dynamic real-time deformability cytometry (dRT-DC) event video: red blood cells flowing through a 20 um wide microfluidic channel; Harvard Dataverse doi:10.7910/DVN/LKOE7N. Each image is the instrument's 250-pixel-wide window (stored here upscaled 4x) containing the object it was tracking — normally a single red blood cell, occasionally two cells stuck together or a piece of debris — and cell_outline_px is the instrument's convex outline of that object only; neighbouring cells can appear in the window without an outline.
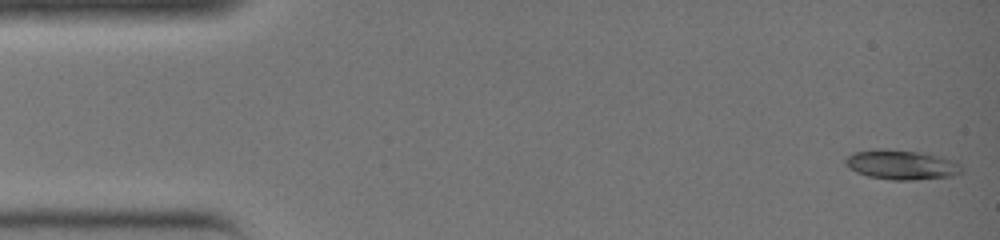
{"species": "common noctule bat (a hibernating species)", "species_latin": "Nyctalus noctula", "temperature_condition": "warm", "stored_images_in_passage": 36, "camera_frame_rate_fps": 3000, "um_per_image_px": 0.085, "animal": {"sex": "female", "body_mass_g": 19.0, "forearm_length_mm": 51.5}, "frame": {"image": 1, "passage_image": 1, "time_ms": 0.0, "image_size_px": [1000, 240], "cell_outline_px": [[964, 172], [952, 176], [912, 180], [892, 180], [868, 176], [856, 172], [848, 168], [844, 164], [844, 160], [852, 152], [876, 148], [884, 148], [920, 152], [940, 156], [952, 160], [960, 164]], "centroid_in_image_um": [76.59, 13.99], "position_along_channel_um": 8.4, "area_um2": 20.35}}
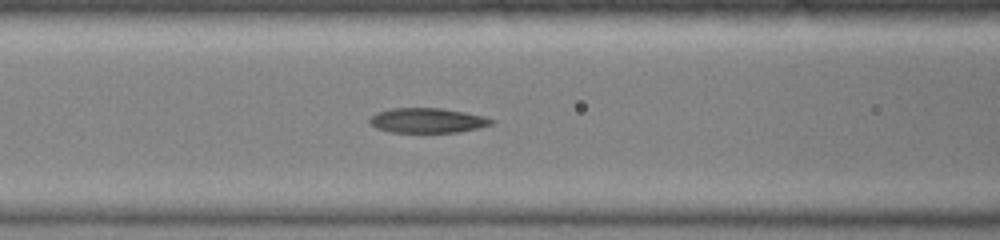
{"frame": {"image": 2, "passage_image": 15, "time_ms": 4.667, "image_size_px": [1000, 240], "cell_outline_px": [[496, 120], [492, 124], [460, 132], [388, 132], [376, 128], [368, 120], [376, 112], [392, 108], [440, 108], [464, 112], [484, 116]], "centroid_in_image_um": [36.32, 10.24], "position_along_channel_um": 130.3, "area_um2": 17.57}}
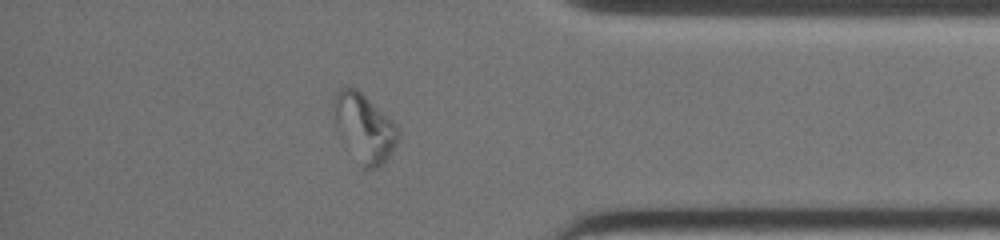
{"frame": {"image": 3, "passage_image": 31, "time_ms": 10.0, "image_size_px": [1000, 240], "cell_outline_px": [[400, 140], [388, 156], [376, 168], [364, 168], [360, 164], [340, 140], [336, 128], [332, 108], [336, 92], [340, 88], [356, 88], [392, 120], [400, 128]], "centroid_in_image_um": [30.94, 10.86], "position_along_channel_um": 404.3, "area_um2": 25.61}}